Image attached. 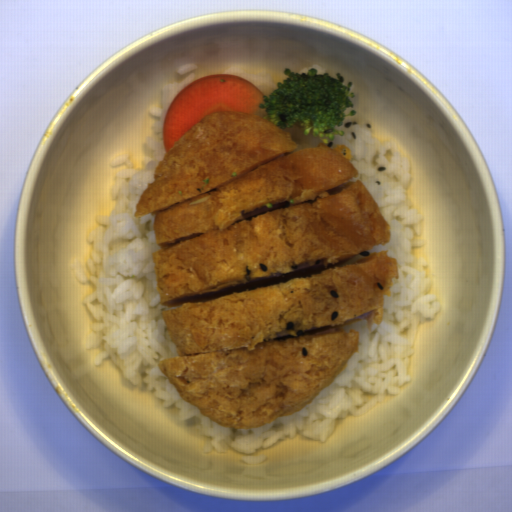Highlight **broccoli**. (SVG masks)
Returning <instances> with one entry per match:
<instances>
[{"instance_id": "broccoli-1", "label": "broccoli", "mask_w": 512, "mask_h": 512, "mask_svg": "<svg viewBox=\"0 0 512 512\" xmlns=\"http://www.w3.org/2000/svg\"><path fill=\"white\" fill-rule=\"evenodd\" d=\"M286 80L276 84L269 96L263 95L261 110H266L269 122L282 130L299 128L304 135L316 136L321 144L335 146L345 118L356 117L353 105L356 94L352 83L339 71L330 76L317 69L306 73L285 67Z\"/></svg>"}]
</instances>
